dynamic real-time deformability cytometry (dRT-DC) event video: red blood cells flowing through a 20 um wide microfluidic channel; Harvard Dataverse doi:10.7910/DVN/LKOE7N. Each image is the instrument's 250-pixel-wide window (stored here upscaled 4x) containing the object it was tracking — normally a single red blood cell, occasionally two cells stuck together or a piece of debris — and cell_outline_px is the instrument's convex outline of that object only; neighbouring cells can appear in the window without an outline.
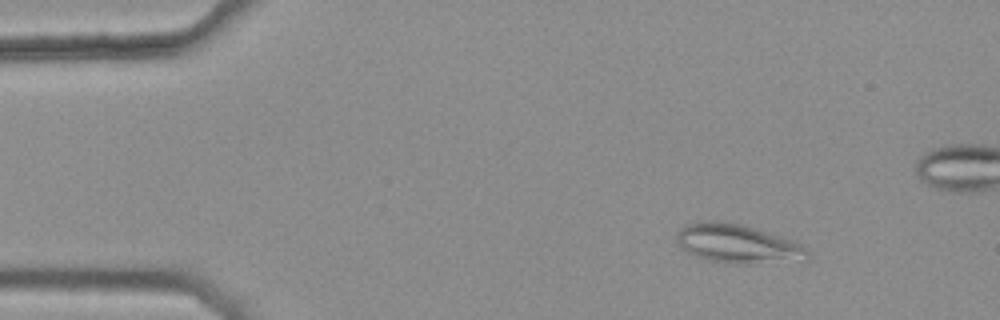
{"species": "common noctule bat (a hibernating species)", "species_latin": "Nyctalus noctula", "temperature_condition": "warm", "stored_images_in_passage": 5, "camera_frame_rate_fps": 3000, "um_per_image_px": 0.085, "animal": {"sex": "female", "body_mass_g": 25.1}, "frame": {"image": 1, "passage_image": 2, "time_ms": 0.333, "image_size_px": [1000, 320], "cell_outline_px": [[808, 256], [752, 264], [724, 264], [708, 260], [696, 256], [680, 248], [676, 240], [676, 236], [680, 228], [684, 224], [700, 220], [728, 220], [756, 228], [796, 240], [808, 248]], "centroid_in_image_um": [62.59, 20.67], "position_along_channel_um": 22.4, "area_um2": 29.94}}